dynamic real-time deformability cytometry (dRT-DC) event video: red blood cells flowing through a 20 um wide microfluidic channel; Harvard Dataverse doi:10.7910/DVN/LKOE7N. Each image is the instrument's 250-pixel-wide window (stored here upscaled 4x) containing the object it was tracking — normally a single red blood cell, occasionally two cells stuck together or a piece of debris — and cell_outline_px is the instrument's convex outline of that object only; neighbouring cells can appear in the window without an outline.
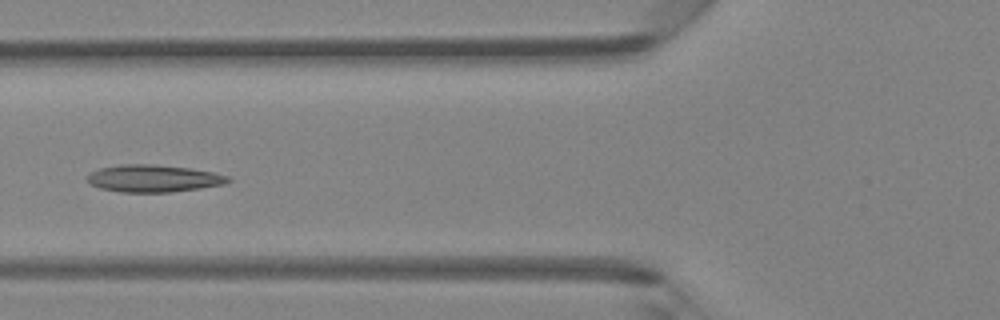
{"species": "Egyptian fruit bat (a non-hibernating species)", "species_latin": "Rousettus aegyptiacus", "temperature_condition": "room temperature", "stored_images_in_passage": 6, "camera_frame_rate_fps": 3000, "um_per_image_px": 0.085, "animal": {"sex": "female"}, "frame": {"image": 1, "passage_image": 6, "time_ms": 1.667, "image_size_px": [1000, 320], "cell_outline_px": [[232, 180], [224, 184], [200, 188], [172, 192], [120, 192], [100, 188], [88, 184], [88, 176], [92, 172], [100, 168], [120, 164], [152, 164], [188, 168], [212, 172], [228, 176]], "centroid_in_image_um": [13.03, 15.17], "position_along_channel_um": 112.8, "area_um2": 22.25}}